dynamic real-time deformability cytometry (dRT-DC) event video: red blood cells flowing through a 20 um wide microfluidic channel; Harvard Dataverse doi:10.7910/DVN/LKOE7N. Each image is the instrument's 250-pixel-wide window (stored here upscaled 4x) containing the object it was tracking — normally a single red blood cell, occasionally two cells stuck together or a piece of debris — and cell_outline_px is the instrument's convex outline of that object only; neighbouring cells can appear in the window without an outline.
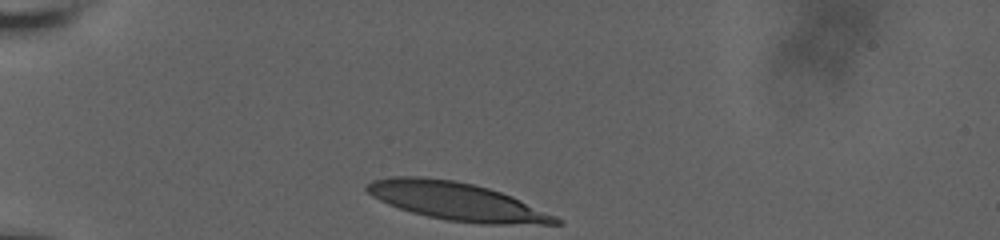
{"species": "human", "species_latin": "Homo sapiens", "temperature_condition": "room temperature", "stored_images_in_passage": 33, "camera_frame_rate_fps": 3000, "um_per_image_px": 0.085, "donor": {"sex": "male"}, "frame": {"image": 1, "passage_image": 1, "time_ms": 0.0, "image_size_px": [1000, 240], "cell_outline_px": [[564, 224], [480, 224], [448, 220], [428, 216], [412, 212], [388, 204], [372, 196], [364, 188], [364, 184], [372, 180], [392, 176], [420, 176], [452, 180], [472, 184], [488, 188], [512, 196], [556, 216], [564, 220]], "centroid_in_image_um": [38.81, 17.11], "position_along_channel_um": 46.2, "area_um2": 41.62}}
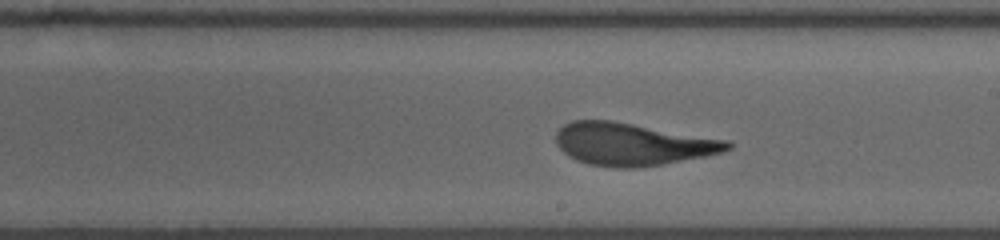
{"frame": {"image": 2, "passage_image": 19, "time_ms": 6.333, "image_size_px": [1000, 240], "cell_outline_px": [[732, 148], [724, 152], [664, 164], [636, 168], [616, 168], [588, 164], [576, 160], [568, 156], [556, 144], [556, 132], [564, 124], [572, 120], [612, 120], [732, 140]], "centroid_in_image_um": [53.79, 12.25], "position_along_channel_um": 235.2, "area_um2": 42.95}}
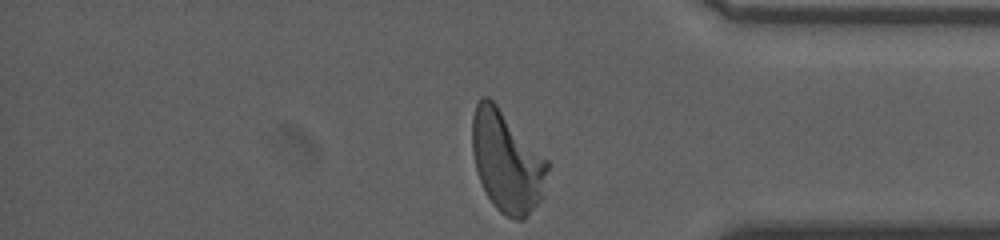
{"frame": {"image": 3, "passage_image": 33, "time_ms": 11.0, "image_size_px": [1000, 240], "cell_outline_px": [[548, 168], [544, 196], [528, 216], [524, 220], [516, 220], [500, 212], [492, 204], [476, 172], [472, 152], [472, 116], [476, 104], [480, 96], [488, 96], [496, 104], [548, 160]], "centroid_in_image_um": [43.08, 13.75], "position_along_channel_um": 392.1, "area_um2": 44.51}, "authors_computed_cell_mechanics": {"area_um2": 42.5986, "velocity_mm_per_s": 3.6254, "shape_relaxation_time_tau1_ms": 4.4418, "shape_relaxation_time_tau2_ms": 1.0538, "deformation_change_tau1": 0.2354, "deformation_change_tau2": 0.0983}}